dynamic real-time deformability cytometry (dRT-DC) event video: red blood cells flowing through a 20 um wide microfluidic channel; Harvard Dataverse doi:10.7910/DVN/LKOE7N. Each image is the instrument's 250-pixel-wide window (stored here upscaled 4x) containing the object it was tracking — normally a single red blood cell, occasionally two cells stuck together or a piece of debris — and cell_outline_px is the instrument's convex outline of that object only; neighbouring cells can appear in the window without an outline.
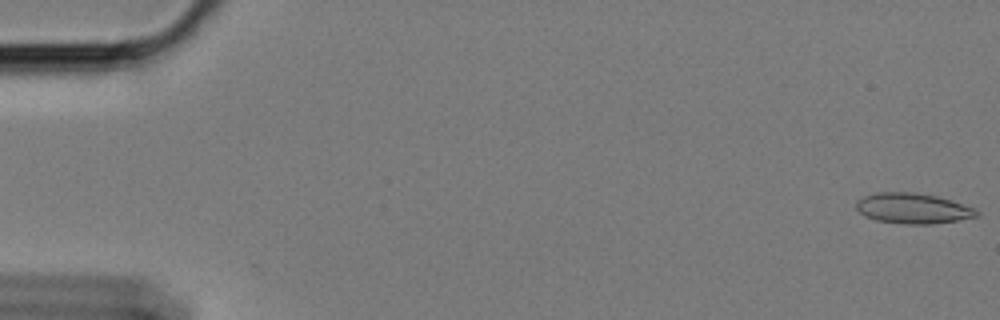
{"species": "Egyptian fruit bat (a non-hibernating species)", "species_latin": "Rousettus aegyptiacus", "temperature_condition": "cold", "stored_images_in_passage": 59, "camera_frame_rate_fps": 3000, "um_per_image_px": 0.085, "animal": {"sex": "female"}, "frame": {"image": 1, "passage_image": 1, "time_ms": 0.0, "image_size_px": [1000, 320], "cell_outline_px": [[980, 216], [932, 224], [908, 224], [876, 220], [864, 216], [856, 208], [856, 200], [864, 196], [876, 192], [916, 192], [936, 196], [976, 208], [980, 212]], "centroid_in_image_um": [77.59, 17.7], "position_along_channel_um": 7.4, "area_um2": 21.39}}
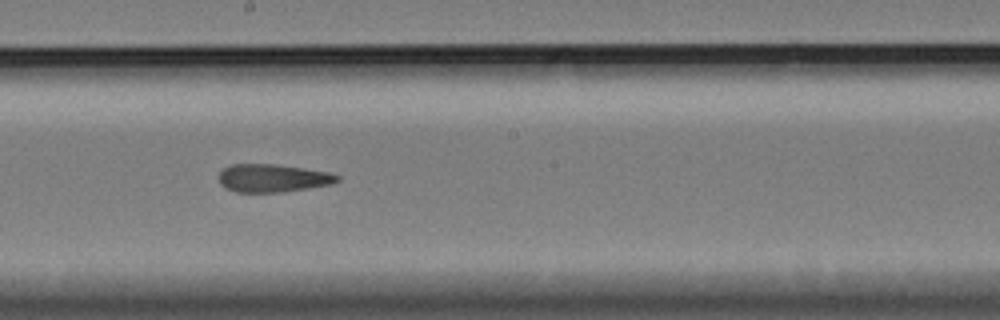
{"frame": {"image": 2, "passage_image": 33, "time_ms": 10.667, "image_size_px": [1000, 320], "cell_outline_px": [[340, 180], [332, 184], [284, 192], [236, 192], [220, 184], [220, 172], [224, 168], [232, 164], [272, 164], [304, 168], [332, 172], [340, 176]], "centroid_in_image_um": [23.24, 15.14], "position_along_channel_um": 225.0, "area_um2": 19.31}}
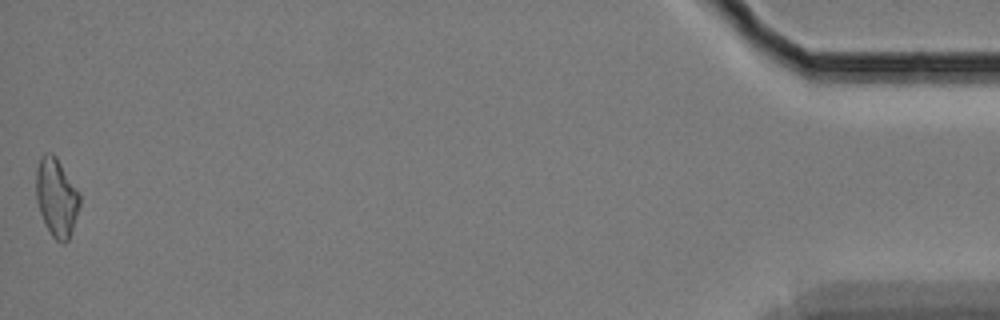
{"frame": {"image": 3, "passage_image": 59, "time_ms": 19.333, "image_size_px": [1000, 320], "cell_outline_px": [[80, 204], [68, 240], [64, 244], [56, 240], [52, 236], [40, 212], [36, 200], [36, 168], [40, 156], [44, 152], [52, 152], [56, 156], [80, 192]], "centroid_in_image_um": [4.79, 16.72], "position_along_channel_um": 430.4, "area_um2": 19.94}, "authors_computed_cell_mechanics": {"area_um2": 19.941, "velocity_mm_per_s": 3.4015, "shape_relaxation_time_tau1_ms": null, "shape_relaxation_time_tau2_ms": 3.5342, "deformation_change_tau1": null, "deformation_change_tau2": 0.1376}}